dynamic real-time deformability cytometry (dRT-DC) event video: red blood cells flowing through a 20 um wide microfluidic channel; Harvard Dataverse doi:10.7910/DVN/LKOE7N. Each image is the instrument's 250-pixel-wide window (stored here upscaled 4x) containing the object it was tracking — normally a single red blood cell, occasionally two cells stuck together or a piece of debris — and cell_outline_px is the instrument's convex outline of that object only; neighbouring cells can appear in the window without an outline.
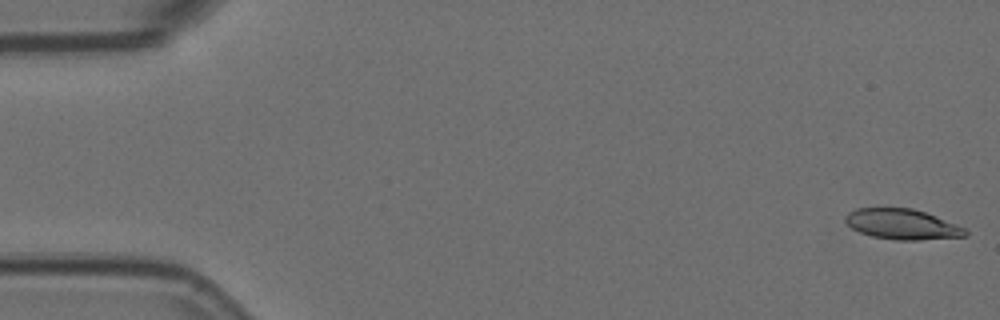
{"species": "Egyptian fruit bat (a non-hibernating species)", "species_latin": "Rousettus aegyptiacus", "temperature_condition": "room temperature", "stored_images_in_passage": 6, "camera_frame_rate_fps": 3000, "um_per_image_px": 0.085, "animal": {"sex": "female"}, "frame": {"image": 1, "passage_image": 1, "time_ms": 0.0, "image_size_px": [1000, 320], "cell_outline_px": [[968, 236], [920, 240], [896, 240], [872, 236], [860, 232], [852, 228], [844, 220], [844, 216], [848, 212], [856, 208], [912, 208], [924, 212], [964, 228], [968, 232]], "centroid_in_image_um": [76.65, 19.06], "position_along_channel_um": 8.4, "area_um2": 21.04}}
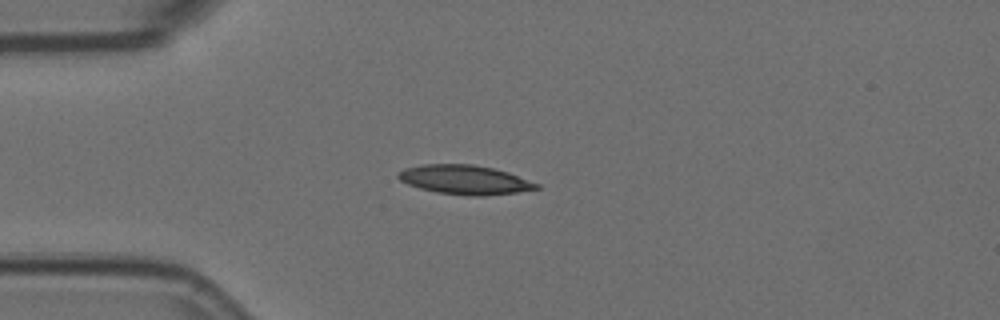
{"frame": {"image": 2, "passage_image": 5, "time_ms": 1.333, "image_size_px": [1000, 320], "cell_outline_px": [[540, 188], [516, 192], [484, 196], [468, 196], [436, 192], [420, 188], [408, 184], [400, 180], [396, 176], [396, 172], [404, 168], [424, 164], [472, 164], [492, 168], [508, 172], [540, 184]], "centroid_in_image_um": [39.48, 15.28], "position_along_channel_um": 45.5, "area_um2": 23.58}}
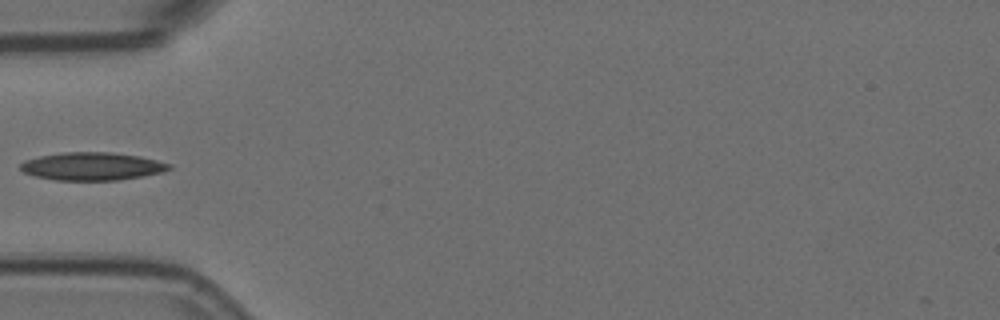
{"frame": {"image": 3, "passage_image": 6, "time_ms": 1.667, "image_size_px": [1000, 320], "cell_outline_px": [[172, 168], [164, 172], [144, 176], [120, 180], [56, 180], [36, 176], [24, 172], [20, 168], [20, 164], [24, 160], [40, 156], [64, 152], [112, 152], [140, 156], [172, 164]], "centroid_in_image_um": [7.87, 14.13], "position_along_channel_um": 77.1, "area_um2": 24.28}}